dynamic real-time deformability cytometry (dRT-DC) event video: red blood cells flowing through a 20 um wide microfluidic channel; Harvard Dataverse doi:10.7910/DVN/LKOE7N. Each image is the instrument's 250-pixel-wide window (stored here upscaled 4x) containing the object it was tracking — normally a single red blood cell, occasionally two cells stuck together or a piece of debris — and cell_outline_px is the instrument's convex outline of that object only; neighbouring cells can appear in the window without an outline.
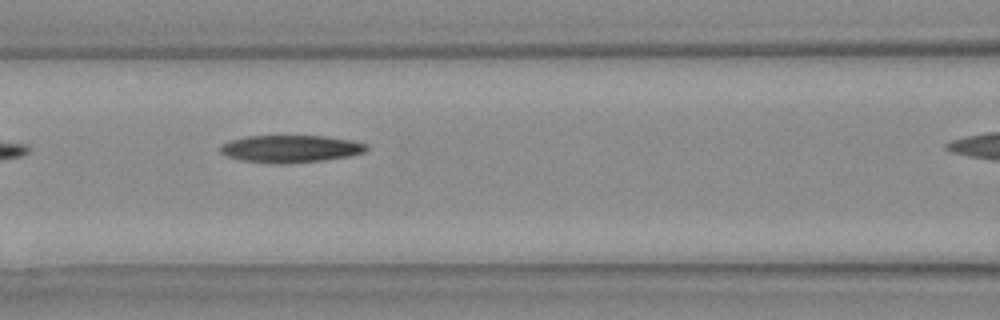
{"species": "Egyptian fruit bat (a non-hibernating species)", "species_latin": "Rousettus aegyptiacus", "temperature_condition": "warm", "stored_images_in_passage": 6, "camera_frame_rate_fps": 3000, "um_per_image_px": 0.085, "animal": {"sex": "female"}, "frame": {"image": 1, "passage_image": 5, "time_ms": 1.333, "image_size_px": [1000, 320], "cell_outline_px": [[368, 148], [364, 152], [348, 156], [324, 160], [284, 164], [276, 164], [240, 160], [228, 156], [220, 152], [220, 148], [224, 144], [232, 140], [248, 136], [324, 136], [352, 140], [368, 144]], "centroid_in_image_um": [24.73, 12.65], "position_along_channel_um": 141.9, "area_um2": 23.18}}